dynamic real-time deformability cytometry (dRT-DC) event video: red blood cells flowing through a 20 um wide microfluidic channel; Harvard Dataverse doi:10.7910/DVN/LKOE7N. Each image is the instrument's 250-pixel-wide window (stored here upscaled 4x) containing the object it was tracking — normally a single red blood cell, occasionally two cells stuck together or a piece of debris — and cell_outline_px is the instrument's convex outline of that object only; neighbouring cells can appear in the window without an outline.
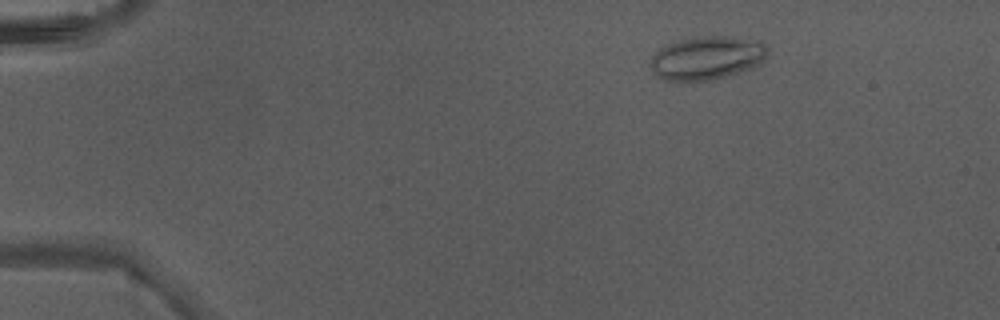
{"species": "Egyptian fruit bat (a non-hibernating species)", "species_latin": "Rousettus aegyptiacus", "temperature_condition": "warm", "stored_images_in_passage": 4, "camera_frame_rate_fps": 3000, "um_per_image_px": 0.085, "animal": {"sex": "male"}, "frame": {"image": 1, "passage_image": 1, "time_ms": 0.0, "image_size_px": [1000, 320], "cell_outline_px": [[768, 56], [760, 64], [752, 68], [724, 76], [708, 80], [680, 84], [664, 80], [656, 76], [652, 72], [648, 64], [652, 56], [660, 48], [668, 44], [680, 40], [712, 36], [732, 36], [760, 40], [768, 48]], "centroid_in_image_um": [60.06, 4.96], "position_along_channel_um": 24.9, "area_um2": 30.29}}